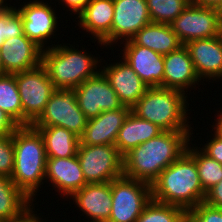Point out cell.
Segmentation results:
<instances>
[{
    "mask_svg": "<svg viewBox=\"0 0 222 222\" xmlns=\"http://www.w3.org/2000/svg\"><path fill=\"white\" fill-rule=\"evenodd\" d=\"M193 131H163L123 156V175L150 185L171 163L180 158L188 148ZM194 138V139H193Z\"/></svg>",
    "mask_w": 222,
    "mask_h": 222,
    "instance_id": "6da1fadb",
    "label": "cell"
},
{
    "mask_svg": "<svg viewBox=\"0 0 222 222\" xmlns=\"http://www.w3.org/2000/svg\"><path fill=\"white\" fill-rule=\"evenodd\" d=\"M59 42L62 41L58 40L55 46L44 49L41 60L56 89H75L101 71L103 57L99 53L93 55L83 44L79 46L75 41L72 44Z\"/></svg>",
    "mask_w": 222,
    "mask_h": 222,
    "instance_id": "7a4b0ae2",
    "label": "cell"
},
{
    "mask_svg": "<svg viewBox=\"0 0 222 222\" xmlns=\"http://www.w3.org/2000/svg\"><path fill=\"white\" fill-rule=\"evenodd\" d=\"M12 139L15 161L11 180L30 200L36 202L41 195L39 191L45 188L47 157L43 137L31 125L20 126L12 134Z\"/></svg>",
    "mask_w": 222,
    "mask_h": 222,
    "instance_id": "3957f363",
    "label": "cell"
},
{
    "mask_svg": "<svg viewBox=\"0 0 222 222\" xmlns=\"http://www.w3.org/2000/svg\"><path fill=\"white\" fill-rule=\"evenodd\" d=\"M152 200L185 211L204 202V192L195 159L186 151L164 169L151 184Z\"/></svg>",
    "mask_w": 222,
    "mask_h": 222,
    "instance_id": "277c9868",
    "label": "cell"
},
{
    "mask_svg": "<svg viewBox=\"0 0 222 222\" xmlns=\"http://www.w3.org/2000/svg\"><path fill=\"white\" fill-rule=\"evenodd\" d=\"M188 98L187 94L175 89L149 87L131 111L163 131H193Z\"/></svg>",
    "mask_w": 222,
    "mask_h": 222,
    "instance_id": "5b68a950",
    "label": "cell"
},
{
    "mask_svg": "<svg viewBox=\"0 0 222 222\" xmlns=\"http://www.w3.org/2000/svg\"><path fill=\"white\" fill-rule=\"evenodd\" d=\"M19 1L20 0H16L17 3H12L13 5L17 4L15 7L22 16L24 34L43 50L51 48L53 45L55 46L58 35V39L60 38L58 32L59 26L63 27L62 24H59H64L63 21L61 22L63 19L60 16L65 15L63 13L62 15H58L56 2H52L51 0L50 3L49 0H24L25 2L20 3ZM54 3L56 7L53 5ZM53 7H55V9Z\"/></svg>",
    "mask_w": 222,
    "mask_h": 222,
    "instance_id": "8992f818",
    "label": "cell"
},
{
    "mask_svg": "<svg viewBox=\"0 0 222 222\" xmlns=\"http://www.w3.org/2000/svg\"><path fill=\"white\" fill-rule=\"evenodd\" d=\"M16 83L23 110V126H31L43 113L56 88L42 64L16 73Z\"/></svg>",
    "mask_w": 222,
    "mask_h": 222,
    "instance_id": "52a82bcc",
    "label": "cell"
},
{
    "mask_svg": "<svg viewBox=\"0 0 222 222\" xmlns=\"http://www.w3.org/2000/svg\"><path fill=\"white\" fill-rule=\"evenodd\" d=\"M112 210L108 222H136L152 200L151 185L121 176L111 181Z\"/></svg>",
    "mask_w": 222,
    "mask_h": 222,
    "instance_id": "ba28073f",
    "label": "cell"
},
{
    "mask_svg": "<svg viewBox=\"0 0 222 222\" xmlns=\"http://www.w3.org/2000/svg\"><path fill=\"white\" fill-rule=\"evenodd\" d=\"M77 157L87 184L111 182L123 176V156L115 145L79 144Z\"/></svg>",
    "mask_w": 222,
    "mask_h": 222,
    "instance_id": "9c48e42d",
    "label": "cell"
},
{
    "mask_svg": "<svg viewBox=\"0 0 222 222\" xmlns=\"http://www.w3.org/2000/svg\"><path fill=\"white\" fill-rule=\"evenodd\" d=\"M87 122L88 118L78 105L75 90L56 89L49 98L43 113L32 126L63 127L80 137Z\"/></svg>",
    "mask_w": 222,
    "mask_h": 222,
    "instance_id": "30bf717a",
    "label": "cell"
},
{
    "mask_svg": "<svg viewBox=\"0 0 222 222\" xmlns=\"http://www.w3.org/2000/svg\"><path fill=\"white\" fill-rule=\"evenodd\" d=\"M182 45L190 41L213 38L222 34V20L218 9L190 2L171 23Z\"/></svg>",
    "mask_w": 222,
    "mask_h": 222,
    "instance_id": "8fae6325",
    "label": "cell"
},
{
    "mask_svg": "<svg viewBox=\"0 0 222 222\" xmlns=\"http://www.w3.org/2000/svg\"><path fill=\"white\" fill-rule=\"evenodd\" d=\"M74 90L78 105L88 119L97 117L104 111L131 109L120 102L101 71L96 76L85 80Z\"/></svg>",
    "mask_w": 222,
    "mask_h": 222,
    "instance_id": "7c38bea8",
    "label": "cell"
},
{
    "mask_svg": "<svg viewBox=\"0 0 222 222\" xmlns=\"http://www.w3.org/2000/svg\"><path fill=\"white\" fill-rule=\"evenodd\" d=\"M111 52L117 44L130 40L142 27L151 23L146 0H113ZM115 51V52H114Z\"/></svg>",
    "mask_w": 222,
    "mask_h": 222,
    "instance_id": "4fadbf2b",
    "label": "cell"
},
{
    "mask_svg": "<svg viewBox=\"0 0 222 222\" xmlns=\"http://www.w3.org/2000/svg\"><path fill=\"white\" fill-rule=\"evenodd\" d=\"M119 58H116L118 57ZM116 58V60H114ZM118 59V60H117ZM101 61V72L108 79L120 102L132 108L149 88L119 54L108 62ZM116 61V62H115ZM104 64V65H103Z\"/></svg>",
    "mask_w": 222,
    "mask_h": 222,
    "instance_id": "5bb4252c",
    "label": "cell"
},
{
    "mask_svg": "<svg viewBox=\"0 0 222 222\" xmlns=\"http://www.w3.org/2000/svg\"><path fill=\"white\" fill-rule=\"evenodd\" d=\"M113 13V0H91L73 22H78L75 24L84 35L87 34V37H90L92 43L94 42L95 45L97 43L100 48L107 51L109 48L111 50Z\"/></svg>",
    "mask_w": 222,
    "mask_h": 222,
    "instance_id": "9a60e30c",
    "label": "cell"
},
{
    "mask_svg": "<svg viewBox=\"0 0 222 222\" xmlns=\"http://www.w3.org/2000/svg\"><path fill=\"white\" fill-rule=\"evenodd\" d=\"M123 44V45H122ZM122 45V46H121ZM118 53L127 61L141 80L149 87H163L164 55L141 45L131 39L117 45Z\"/></svg>",
    "mask_w": 222,
    "mask_h": 222,
    "instance_id": "2e32d148",
    "label": "cell"
},
{
    "mask_svg": "<svg viewBox=\"0 0 222 222\" xmlns=\"http://www.w3.org/2000/svg\"><path fill=\"white\" fill-rule=\"evenodd\" d=\"M45 188L53 187L49 191H55L60 198L69 199L76 191L87 183L84 179L80 161L76 156L69 158H47L45 170ZM65 197V198H64Z\"/></svg>",
    "mask_w": 222,
    "mask_h": 222,
    "instance_id": "e0dca14e",
    "label": "cell"
},
{
    "mask_svg": "<svg viewBox=\"0 0 222 222\" xmlns=\"http://www.w3.org/2000/svg\"><path fill=\"white\" fill-rule=\"evenodd\" d=\"M203 84L205 85L198 77L185 45L164 55L163 88L175 89L185 94L189 92L187 95L193 93L196 96L194 91L200 89L199 85Z\"/></svg>",
    "mask_w": 222,
    "mask_h": 222,
    "instance_id": "ac0fdd59",
    "label": "cell"
},
{
    "mask_svg": "<svg viewBox=\"0 0 222 222\" xmlns=\"http://www.w3.org/2000/svg\"><path fill=\"white\" fill-rule=\"evenodd\" d=\"M187 47L195 71L202 81L222 80V34L188 42Z\"/></svg>",
    "mask_w": 222,
    "mask_h": 222,
    "instance_id": "d6986e66",
    "label": "cell"
},
{
    "mask_svg": "<svg viewBox=\"0 0 222 222\" xmlns=\"http://www.w3.org/2000/svg\"><path fill=\"white\" fill-rule=\"evenodd\" d=\"M67 201L81 211L80 216L88 220L85 222H108L112 210L111 182L86 184Z\"/></svg>",
    "mask_w": 222,
    "mask_h": 222,
    "instance_id": "ffe728a7",
    "label": "cell"
},
{
    "mask_svg": "<svg viewBox=\"0 0 222 222\" xmlns=\"http://www.w3.org/2000/svg\"><path fill=\"white\" fill-rule=\"evenodd\" d=\"M0 52L5 74H16L41 64L43 49L24 34L4 40Z\"/></svg>",
    "mask_w": 222,
    "mask_h": 222,
    "instance_id": "44dd1931",
    "label": "cell"
},
{
    "mask_svg": "<svg viewBox=\"0 0 222 222\" xmlns=\"http://www.w3.org/2000/svg\"><path fill=\"white\" fill-rule=\"evenodd\" d=\"M131 109H116L100 113L88 119L83 134L79 137L84 145H115L116 138Z\"/></svg>",
    "mask_w": 222,
    "mask_h": 222,
    "instance_id": "7402d4cb",
    "label": "cell"
},
{
    "mask_svg": "<svg viewBox=\"0 0 222 222\" xmlns=\"http://www.w3.org/2000/svg\"><path fill=\"white\" fill-rule=\"evenodd\" d=\"M161 132L163 130L157 125L139 118L130 111L118 132L115 146L119 153L124 156L131 149L157 137Z\"/></svg>",
    "mask_w": 222,
    "mask_h": 222,
    "instance_id": "603a6c76",
    "label": "cell"
},
{
    "mask_svg": "<svg viewBox=\"0 0 222 222\" xmlns=\"http://www.w3.org/2000/svg\"><path fill=\"white\" fill-rule=\"evenodd\" d=\"M38 205L30 200L11 180L0 175V222H15Z\"/></svg>",
    "mask_w": 222,
    "mask_h": 222,
    "instance_id": "cb8c5ba5",
    "label": "cell"
},
{
    "mask_svg": "<svg viewBox=\"0 0 222 222\" xmlns=\"http://www.w3.org/2000/svg\"><path fill=\"white\" fill-rule=\"evenodd\" d=\"M131 40L162 55L177 50L182 43L169 24L149 23L142 27Z\"/></svg>",
    "mask_w": 222,
    "mask_h": 222,
    "instance_id": "d4e9b609",
    "label": "cell"
},
{
    "mask_svg": "<svg viewBox=\"0 0 222 222\" xmlns=\"http://www.w3.org/2000/svg\"><path fill=\"white\" fill-rule=\"evenodd\" d=\"M43 137L47 158H69L77 155L80 139L63 127H34Z\"/></svg>",
    "mask_w": 222,
    "mask_h": 222,
    "instance_id": "484cf974",
    "label": "cell"
},
{
    "mask_svg": "<svg viewBox=\"0 0 222 222\" xmlns=\"http://www.w3.org/2000/svg\"><path fill=\"white\" fill-rule=\"evenodd\" d=\"M187 152L195 159L204 192L222 180V164L205 154L197 144L189 143Z\"/></svg>",
    "mask_w": 222,
    "mask_h": 222,
    "instance_id": "4316f807",
    "label": "cell"
},
{
    "mask_svg": "<svg viewBox=\"0 0 222 222\" xmlns=\"http://www.w3.org/2000/svg\"><path fill=\"white\" fill-rule=\"evenodd\" d=\"M0 109L23 126V110L16 83V74L0 75Z\"/></svg>",
    "mask_w": 222,
    "mask_h": 222,
    "instance_id": "83f0119b",
    "label": "cell"
},
{
    "mask_svg": "<svg viewBox=\"0 0 222 222\" xmlns=\"http://www.w3.org/2000/svg\"><path fill=\"white\" fill-rule=\"evenodd\" d=\"M185 212L179 206L151 200L136 222H185Z\"/></svg>",
    "mask_w": 222,
    "mask_h": 222,
    "instance_id": "f1b7e54d",
    "label": "cell"
},
{
    "mask_svg": "<svg viewBox=\"0 0 222 222\" xmlns=\"http://www.w3.org/2000/svg\"><path fill=\"white\" fill-rule=\"evenodd\" d=\"M151 22L169 24L190 3L189 0H146Z\"/></svg>",
    "mask_w": 222,
    "mask_h": 222,
    "instance_id": "f546056e",
    "label": "cell"
},
{
    "mask_svg": "<svg viewBox=\"0 0 222 222\" xmlns=\"http://www.w3.org/2000/svg\"><path fill=\"white\" fill-rule=\"evenodd\" d=\"M24 35L22 16L11 4L5 11L0 12V46L4 40Z\"/></svg>",
    "mask_w": 222,
    "mask_h": 222,
    "instance_id": "4dcf8cb0",
    "label": "cell"
},
{
    "mask_svg": "<svg viewBox=\"0 0 222 222\" xmlns=\"http://www.w3.org/2000/svg\"><path fill=\"white\" fill-rule=\"evenodd\" d=\"M185 222H222V209L201 202L186 210Z\"/></svg>",
    "mask_w": 222,
    "mask_h": 222,
    "instance_id": "1f68e13d",
    "label": "cell"
},
{
    "mask_svg": "<svg viewBox=\"0 0 222 222\" xmlns=\"http://www.w3.org/2000/svg\"><path fill=\"white\" fill-rule=\"evenodd\" d=\"M14 146L12 135L0 137V175L11 178L14 170Z\"/></svg>",
    "mask_w": 222,
    "mask_h": 222,
    "instance_id": "d6a6232c",
    "label": "cell"
},
{
    "mask_svg": "<svg viewBox=\"0 0 222 222\" xmlns=\"http://www.w3.org/2000/svg\"><path fill=\"white\" fill-rule=\"evenodd\" d=\"M211 132V133H209ZM210 134L206 138V143L202 141L204 144H197L200 146L199 148L207 154L210 158L215 159L217 162L222 164V137L217 135L214 131L212 133V130L208 131ZM212 135V136H211ZM208 137H211L208 139ZM202 145V146H201Z\"/></svg>",
    "mask_w": 222,
    "mask_h": 222,
    "instance_id": "836d02e7",
    "label": "cell"
},
{
    "mask_svg": "<svg viewBox=\"0 0 222 222\" xmlns=\"http://www.w3.org/2000/svg\"><path fill=\"white\" fill-rule=\"evenodd\" d=\"M57 1H58L57 5L62 6V7H60L59 12H60L61 8L63 11H66L65 14L67 12H70L69 17L75 16L72 19V20H74L84 10V8L88 5V3L91 0H55V2H57ZM72 14H74V16Z\"/></svg>",
    "mask_w": 222,
    "mask_h": 222,
    "instance_id": "e575fe53",
    "label": "cell"
},
{
    "mask_svg": "<svg viewBox=\"0 0 222 222\" xmlns=\"http://www.w3.org/2000/svg\"><path fill=\"white\" fill-rule=\"evenodd\" d=\"M19 127L8 113L0 109V137L12 135Z\"/></svg>",
    "mask_w": 222,
    "mask_h": 222,
    "instance_id": "d590c367",
    "label": "cell"
},
{
    "mask_svg": "<svg viewBox=\"0 0 222 222\" xmlns=\"http://www.w3.org/2000/svg\"><path fill=\"white\" fill-rule=\"evenodd\" d=\"M204 202L222 209V180L206 192Z\"/></svg>",
    "mask_w": 222,
    "mask_h": 222,
    "instance_id": "8d00e7d4",
    "label": "cell"
},
{
    "mask_svg": "<svg viewBox=\"0 0 222 222\" xmlns=\"http://www.w3.org/2000/svg\"><path fill=\"white\" fill-rule=\"evenodd\" d=\"M222 108L219 107V109ZM215 111L214 113V116L217 118L214 117V122L212 123L213 125H211L210 127H212V131H214L217 135H219L220 137H222V109L220 110H213ZM217 115V116H216Z\"/></svg>",
    "mask_w": 222,
    "mask_h": 222,
    "instance_id": "74e56055",
    "label": "cell"
},
{
    "mask_svg": "<svg viewBox=\"0 0 222 222\" xmlns=\"http://www.w3.org/2000/svg\"><path fill=\"white\" fill-rule=\"evenodd\" d=\"M37 210V211H36ZM35 207L27 214V222H48L50 221L49 219H45L44 215H42V211L39 209H36ZM40 213L38 214V212ZM40 215V216H39ZM42 216V217H41ZM44 217V218H43ZM52 222V221H50Z\"/></svg>",
    "mask_w": 222,
    "mask_h": 222,
    "instance_id": "f35d334b",
    "label": "cell"
},
{
    "mask_svg": "<svg viewBox=\"0 0 222 222\" xmlns=\"http://www.w3.org/2000/svg\"><path fill=\"white\" fill-rule=\"evenodd\" d=\"M193 3L208 8H215L218 10L222 6V0H195Z\"/></svg>",
    "mask_w": 222,
    "mask_h": 222,
    "instance_id": "ab89813d",
    "label": "cell"
},
{
    "mask_svg": "<svg viewBox=\"0 0 222 222\" xmlns=\"http://www.w3.org/2000/svg\"><path fill=\"white\" fill-rule=\"evenodd\" d=\"M8 1V2H7ZM12 0H0V12L5 11L8 7H10Z\"/></svg>",
    "mask_w": 222,
    "mask_h": 222,
    "instance_id": "60d3db41",
    "label": "cell"
},
{
    "mask_svg": "<svg viewBox=\"0 0 222 222\" xmlns=\"http://www.w3.org/2000/svg\"><path fill=\"white\" fill-rule=\"evenodd\" d=\"M5 74L4 68H3V62L1 58V52H0V75Z\"/></svg>",
    "mask_w": 222,
    "mask_h": 222,
    "instance_id": "b9f144b4",
    "label": "cell"
},
{
    "mask_svg": "<svg viewBox=\"0 0 222 222\" xmlns=\"http://www.w3.org/2000/svg\"><path fill=\"white\" fill-rule=\"evenodd\" d=\"M15 222H27V215H25L22 219H19Z\"/></svg>",
    "mask_w": 222,
    "mask_h": 222,
    "instance_id": "7bdbcfd3",
    "label": "cell"
},
{
    "mask_svg": "<svg viewBox=\"0 0 222 222\" xmlns=\"http://www.w3.org/2000/svg\"><path fill=\"white\" fill-rule=\"evenodd\" d=\"M219 13H220L221 20H222V6H221L220 9H219Z\"/></svg>",
    "mask_w": 222,
    "mask_h": 222,
    "instance_id": "ee69618b",
    "label": "cell"
}]
</instances>
